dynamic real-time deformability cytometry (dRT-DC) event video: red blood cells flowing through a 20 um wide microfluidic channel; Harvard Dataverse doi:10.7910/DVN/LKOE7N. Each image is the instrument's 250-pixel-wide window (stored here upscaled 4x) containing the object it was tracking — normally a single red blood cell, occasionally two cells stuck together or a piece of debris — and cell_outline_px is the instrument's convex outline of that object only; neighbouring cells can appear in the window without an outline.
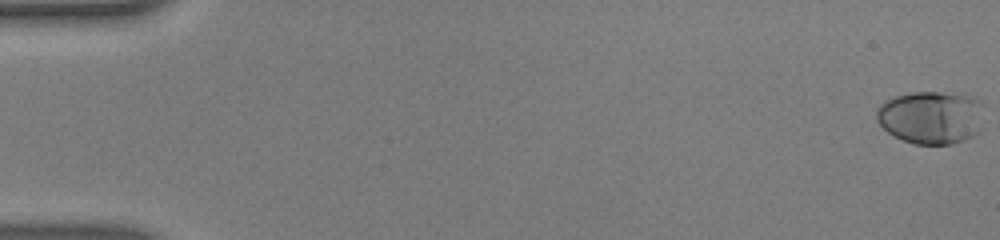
{"species": "human", "species_latin": "Homo sapiens", "temperature_condition": "warm", "stored_images_in_passage": 17, "camera_frame_rate_fps": 3000, "um_per_image_px": 0.085, "donor": {"sex": "male"}, "frame": {"image": 1, "passage_image": 1, "time_ms": 0.0, "image_size_px": [1000, 240], "cell_outline_px": [[984, 104], [976, 132], [972, 136], [948, 144], [916, 144], [904, 140], [888, 132], [876, 120], [876, 112], [880, 104], [884, 100], [896, 96], [912, 92], [940, 92], [964, 96], [980, 100]], "centroid_in_image_um": [79.08, 9.96], "position_along_channel_um": 5.9, "area_um2": 32.6}}
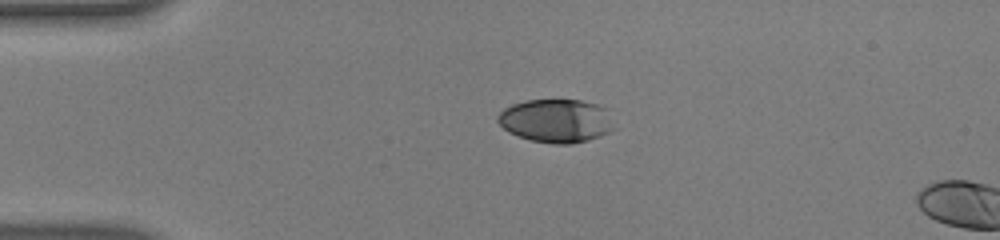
{"frame": {"image": 2, "passage_image": 14, "time_ms": 4.333, "image_size_px": [1000, 240], "cell_outline_px": [[616, 128], [600, 136], [588, 140], [572, 144], [552, 144], [532, 140], [508, 132], [496, 120], [496, 116], [504, 108], [512, 104], [524, 100], [580, 100], [596, 104], [608, 108]], "centroid_in_image_um": [47.3, 10.26], "position_along_channel_um": 37.7, "area_um2": 29.77}}